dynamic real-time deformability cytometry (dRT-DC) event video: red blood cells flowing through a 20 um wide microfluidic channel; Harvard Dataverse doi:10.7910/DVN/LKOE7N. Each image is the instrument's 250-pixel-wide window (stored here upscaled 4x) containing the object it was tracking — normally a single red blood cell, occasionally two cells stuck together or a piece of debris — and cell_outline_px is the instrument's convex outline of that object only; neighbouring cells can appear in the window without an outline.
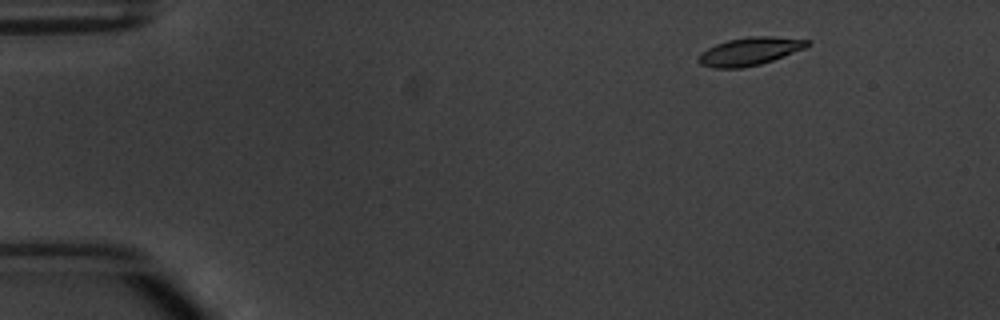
{"species": "common noctule bat (a hibernating species)", "species_latin": "Nyctalus noctula", "temperature_condition": "warm", "stored_images_in_passage": 7, "camera_frame_rate_fps": 3000, "um_per_image_px": 0.085, "animal": {"sex": "male", "body_mass_g": 20.1, "forearm_length_mm": 53.5}, "frame": {"image": 1, "passage_image": 2, "time_ms": 1.333, "image_size_px": [1000, 320], "cell_outline_px": [[812, 44], [804, 48], [772, 60], [760, 64], [740, 68], [712, 68], [700, 64], [696, 60], [700, 52], [716, 44], [728, 40], [748, 36], [772, 36], [812, 40]], "centroid_in_image_um": [63.71, 4.36], "position_along_channel_um": 21.3, "area_um2": 17.8}}
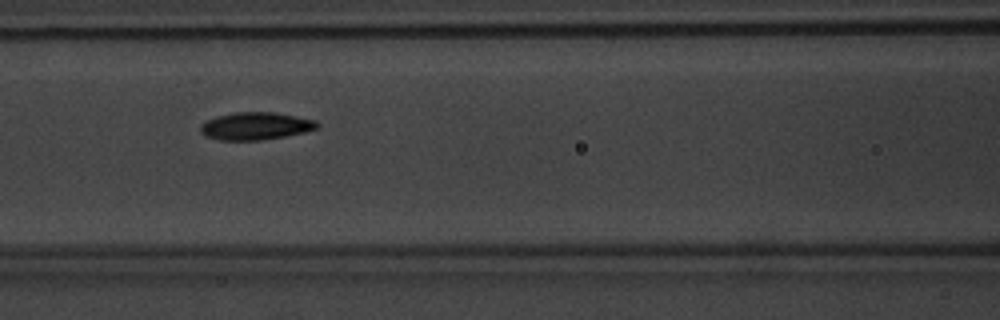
{"frame": {"image": 2, "passage_image": 7, "time_ms": 7.0, "image_size_px": [1000, 320], "cell_outline_px": [[320, 128], [304, 132], [284, 136], [260, 140], [220, 140], [204, 136], [200, 132], [200, 124], [216, 116], [232, 112], [272, 112], [296, 116], [316, 120], [320, 124]], "centroid_in_image_um": [21.72, 10.71], "position_along_channel_um": 144.9, "area_um2": 18.84}}